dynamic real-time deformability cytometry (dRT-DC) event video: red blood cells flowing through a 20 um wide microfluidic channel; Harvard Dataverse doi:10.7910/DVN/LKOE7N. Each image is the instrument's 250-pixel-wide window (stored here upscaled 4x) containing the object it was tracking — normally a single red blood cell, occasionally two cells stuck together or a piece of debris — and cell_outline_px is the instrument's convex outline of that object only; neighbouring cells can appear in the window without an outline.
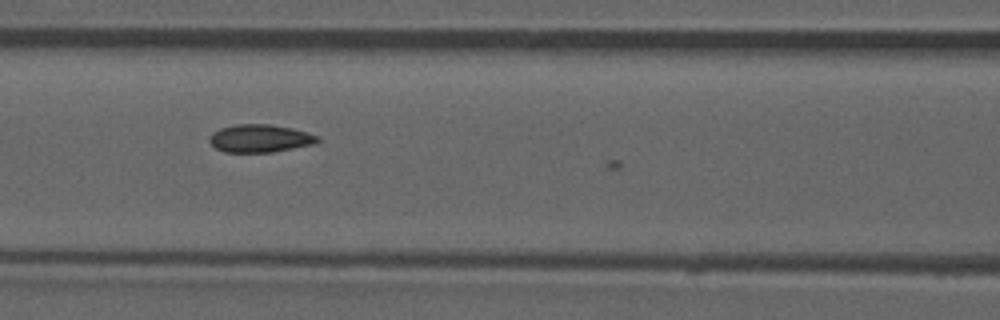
{"species": "common noctule bat (a hibernating species)", "species_latin": "Nyctalus noctula", "temperature_condition": "room temperature", "stored_images_in_passage": 9, "camera_frame_rate_fps": 3000, "um_per_image_px": 0.085, "animal": {"sex": "male", "forearm_length_mm": 52.5}, "frame": {"image": 1, "passage_image": 8, "time_ms": 2.333, "image_size_px": [1000, 320], "cell_outline_px": [[320, 140], [316, 144], [272, 152], [224, 152], [216, 148], [208, 140], [212, 132], [220, 128], [236, 124], [268, 124], [292, 128], [308, 132], [320, 136]], "centroid_in_image_um": [22.13, 11.76], "position_along_channel_um": 144.5, "area_um2": 17.69}}